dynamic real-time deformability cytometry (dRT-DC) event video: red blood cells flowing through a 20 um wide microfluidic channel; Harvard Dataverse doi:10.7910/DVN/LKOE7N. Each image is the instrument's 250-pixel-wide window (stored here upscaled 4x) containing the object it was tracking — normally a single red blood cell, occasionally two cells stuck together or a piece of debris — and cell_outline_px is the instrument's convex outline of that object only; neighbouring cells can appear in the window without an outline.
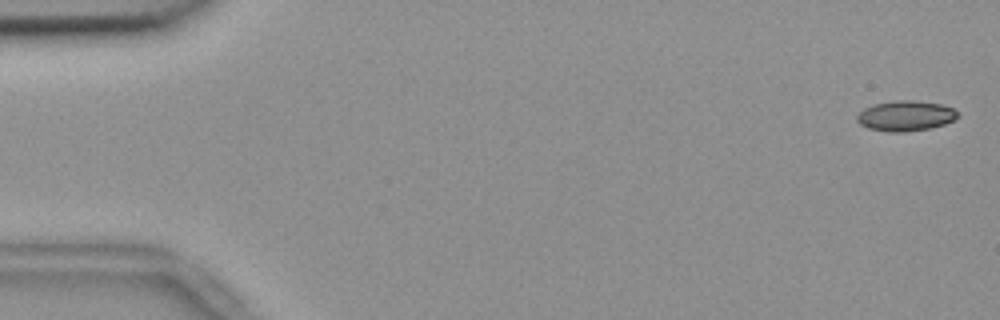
{"species": "common noctule bat (a hibernating species)", "species_latin": "Nyctalus noctula", "temperature_condition": "room temperature", "stored_images_in_passage": 56, "camera_frame_rate_fps": 3000, "um_per_image_px": 0.085, "animal": {"sex": "female", "body_mass_g": 18.4}, "frame": {"image": 1, "passage_image": 2, "time_ms": 0.333, "image_size_px": [1000, 320], "cell_outline_px": [[960, 116], [944, 124], [928, 128], [904, 132], [888, 132], [868, 128], [860, 124], [856, 120], [856, 116], [864, 108], [872, 104], [896, 100], [916, 100], [940, 104], [952, 108], [960, 112]], "centroid_in_image_um": [76.96, 9.84], "position_along_channel_um": 8.0, "area_um2": 17.86}}
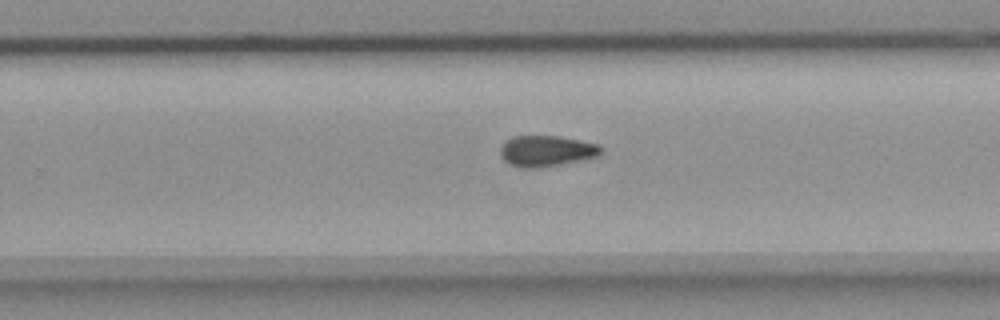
{"frame": {"image": 2, "passage_image": 36, "time_ms": 11.667, "image_size_px": [1000, 320], "cell_outline_px": [[604, 152], [596, 156], [580, 160], [560, 164], [532, 168], [524, 168], [512, 164], [504, 160], [500, 156], [500, 144], [504, 140], [512, 136], [556, 136], [580, 140], [600, 144], [604, 148]], "centroid_in_image_um": [46.44, 12.81], "position_along_channel_um": 283.4, "area_um2": 18.21}}
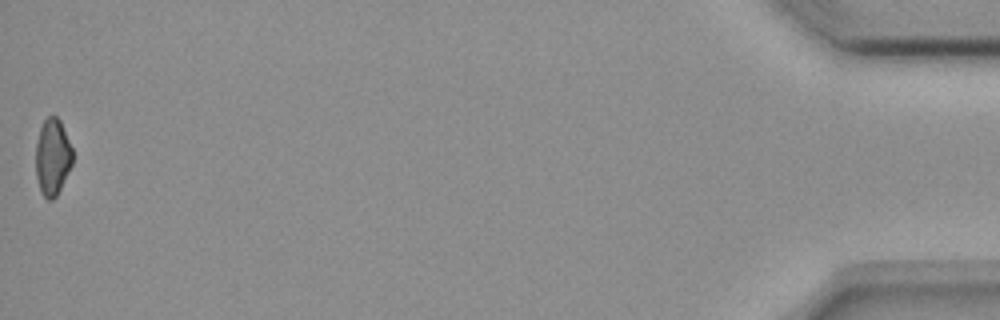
{"frame": {"image": 3, "passage_image": 56, "time_ms": 18.333, "image_size_px": [1000, 320], "cell_outline_px": [[72, 164], [56, 196], [52, 200], [48, 200], [40, 192], [36, 176], [36, 144], [40, 128], [44, 120], [48, 116], [56, 116], [60, 120], [72, 148]], "centroid_in_image_um": [4.45, 13.35], "position_along_channel_um": 430.7, "area_um2": 16.3}}